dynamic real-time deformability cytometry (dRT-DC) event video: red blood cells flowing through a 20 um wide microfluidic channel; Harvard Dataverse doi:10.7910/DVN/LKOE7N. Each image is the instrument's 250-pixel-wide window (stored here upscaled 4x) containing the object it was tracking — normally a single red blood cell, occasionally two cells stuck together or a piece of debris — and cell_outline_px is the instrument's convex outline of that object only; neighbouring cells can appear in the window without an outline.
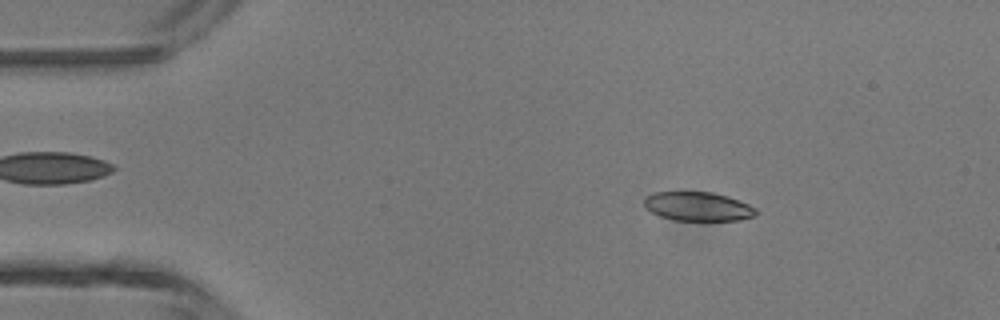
{"species": "common noctule bat (a hibernating species)", "species_latin": "Nyctalus noctula", "temperature_condition": "room temperature", "stored_images_in_passage": 45, "camera_frame_rate_fps": 3000, "um_per_image_px": 0.085, "animal": {"sex": "male", "body_mass_g": 13.3}, "frame": {"image": 1, "passage_image": 7, "time_ms": 2.0, "image_size_px": [1000, 320], "cell_outline_px": [[760, 212], [756, 216], [740, 220], [672, 220], [660, 216], [644, 208], [644, 196], [652, 192], [712, 192], [728, 196], [748, 204], [756, 208]], "centroid_in_image_um": [59.32, 17.54], "position_along_channel_um": 25.7, "area_um2": 19.13}}
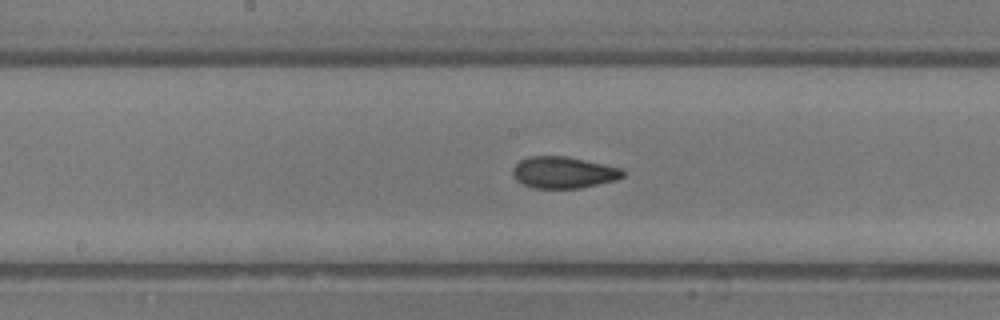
{"frame": {"image": 2, "passage_image": 23, "time_ms": 7.333, "image_size_px": [1000, 320], "cell_outline_px": [[624, 176], [616, 180], [580, 188], [532, 188], [516, 180], [512, 176], [512, 168], [520, 160], [528, 156], [564, 156], [620, 168], [624, 172]], "centroid_in_image_um": [47.84, 14.66], "position_along_channel_um": 200.4, "area_um2": 20.11}}
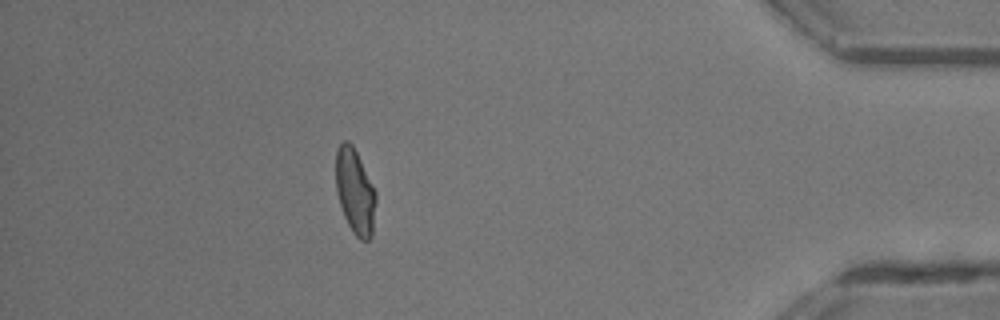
{"frame": {"image": 3, "passage_image": 40, "time_ms": 13.0, "image_size_px": [1000, 320], "cell_outline_px": [[376, 200], [372, 236], [368, 240], [360, 240], [352, 232], [344, 216], [336, 192], [336, 152], [340, 144], [344, 140], [348, 140], [352, 144], [376, 192]], "centroid_in_image_um": [30.17, 16.3], "position_along_channel_um": 405.0, "area_um2": 19.77}, "authors_computed_cell_mechanics": {"area_um2": 19.8832, "velocity_mm_per_s": 4.5188, "shape_relaxation_time_tau1_ms": 10.0694, "shape_relaxation_time_tau2_ms": 1.2055, "deformation_change_tau1": 0.2547, "deformation_change_tau2": 0.0537}}